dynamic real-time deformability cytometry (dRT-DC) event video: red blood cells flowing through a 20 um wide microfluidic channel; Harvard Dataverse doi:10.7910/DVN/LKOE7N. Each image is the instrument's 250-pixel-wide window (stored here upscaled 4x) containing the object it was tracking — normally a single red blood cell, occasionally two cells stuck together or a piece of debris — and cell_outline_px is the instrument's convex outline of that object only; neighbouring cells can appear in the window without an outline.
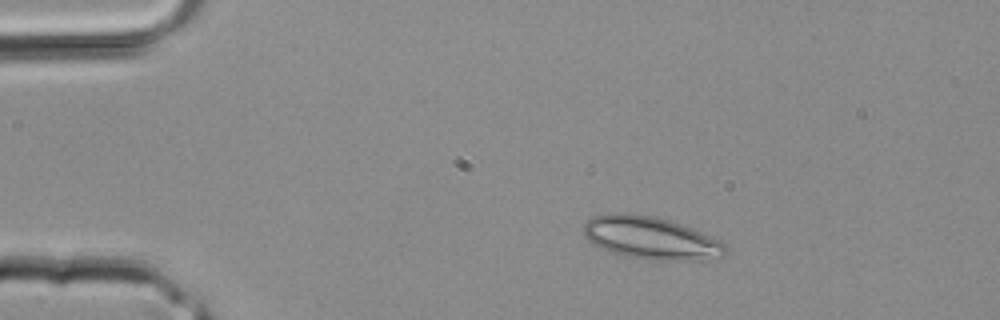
{"species": "common noctule bat (a hibernating species)", "species_latin": "Nyctalus noctula", "temperature_condition": "room temperature", "stored_images_in_passage": 2, "camera_frame_rate_fps": 3000, "um_per_image_px": 0.085, "animal": {"sex": "male", "body_mass_g": 20.4}, "frame": {"image": 1, "passage_image": 1, "time_ms": 0.0, "image_size_px": [1000, 320], "cell_outline_px": [[728, 248], [724, 256], [692, 260], [652, 260], [624, 256], [612, 252], [588, 240], [584, 236], [584, 224], [592, 216], [612, 212], [624, 212], [656, 216], [692, 228], [720, 240]], "centroid_in_image_um": [55.31, 20.21], "position_along_channel_um": 29.7, "area_um2": 35.14}}